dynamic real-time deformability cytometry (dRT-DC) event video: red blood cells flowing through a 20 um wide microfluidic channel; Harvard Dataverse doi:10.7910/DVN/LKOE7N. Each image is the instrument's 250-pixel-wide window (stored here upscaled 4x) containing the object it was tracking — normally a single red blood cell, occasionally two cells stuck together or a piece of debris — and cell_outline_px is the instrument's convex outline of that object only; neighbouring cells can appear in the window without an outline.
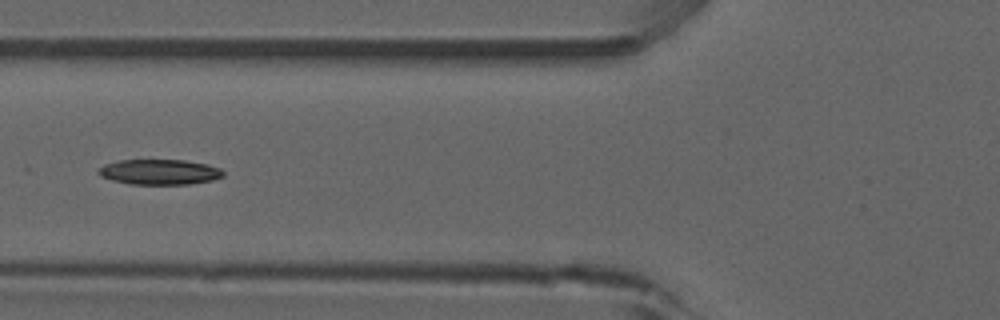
{"species": "common noctule bat (a hibernating species)", "species_latin": "Nyctalus noctula", "temperature_condition": "room temperature", "stored_images_in_passage": 7, "camera_frame_rate_fps": 3000, "um_per_image_px": 0.085, "animal": {"sex": "male", "forearm_length_mm": 52.5}, "frame": {"image": 1, "passage_image": 5, "time_ms": 6.333, "image_size_px": [1000, 320], "cell_outline_px": [[224, 176], [212, 180], [188, 184], [132, 184], [112, 180], [100, 176], [96, 172], [96, 168], [104, 164], [120, 160], [184, 160], [208, 164], [220, 168], [224, 172]], "centroid_in_image_um": [13.53, 14.61], "position_along_channel_um": 112.3, "area_um2": 18.5}}
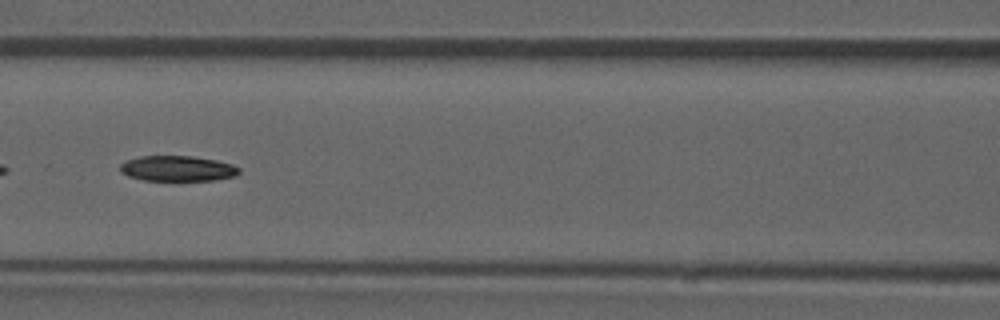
{"frame": {"image": 2, "passage_image": 6, "time_ms": 7.333, "image_size_px": [1000, 320], "cell_outline_px": [[240, 172], [236, 176], [216, 180], [144, 180], [128, 176], [120, 172], [120, 164], [128, 160], [140, 156], [192, 156], [216, 160], [232, 164], [240, 168]], "centroid_in_image_um": [15.11, 14.32], "position_along_channel_um": 151.5, "area_um2": 17.63}}